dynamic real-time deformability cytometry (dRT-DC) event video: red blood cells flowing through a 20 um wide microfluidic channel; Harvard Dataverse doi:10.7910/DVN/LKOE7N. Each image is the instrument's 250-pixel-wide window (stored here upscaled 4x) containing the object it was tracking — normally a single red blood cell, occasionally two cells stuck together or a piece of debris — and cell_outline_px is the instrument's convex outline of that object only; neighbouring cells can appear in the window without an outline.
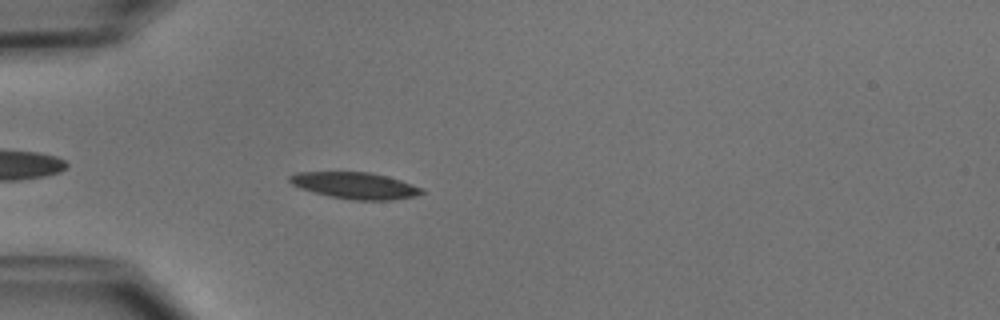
{"species": "common noctule bat (a hibernating species)", "species_latin": "Nyctalus noctula", "temperature_condition": "cold", "stored_images_in_passage": 40, "camera_frame_rate_fps": 3000, "um_per_image_px": 0.085, "animal": {"sex": "male", "body_mass_g": 15.6}, "frame": {"image": 1, "passage_image": 4, "time_ms": 1.0, "image_size_px": [1000, 320], "cell_outline_px": [[424, 192], [412, 196], [392, 200], [352, 200], [332, 196], [300, 188], [292, 184], [288, 180], [288, 176], [296, 172], [372, 172], [388, 176], [400, 180], [420, 188]], "centroid_in_image_um": [30.14, 15.76], "position_along_channel_um": 54.9, "area_um2": 20.11}}
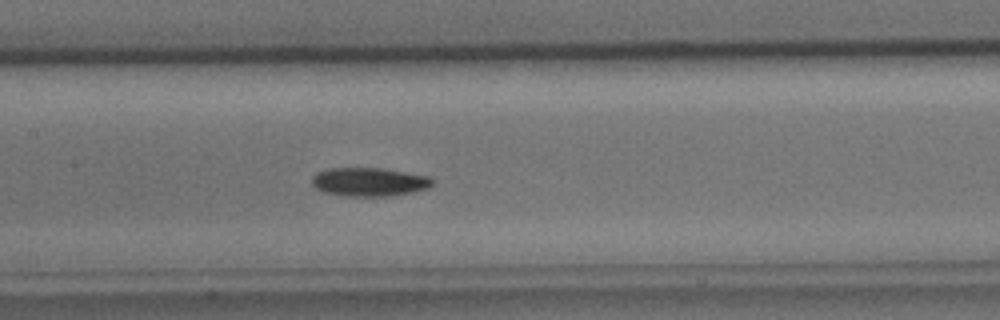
{"frame": {"image": 2, "passage_image": 14, "time_ms": 4.333, "image_size_px": [1000, 320], "cell_outline_px": [[432, 184], [428, 188], [412, 192], [388, 196], [344, 196], [324, 192], [316, 188], [312, 184], [312, 176], [316, 172], [328, 168], [380, 168], [428, 176], [432, 180]], "centroid_in_image_um": [31.33, 15.46], "position_along_channel_um": 176.1, "area_um2": 20.0}}
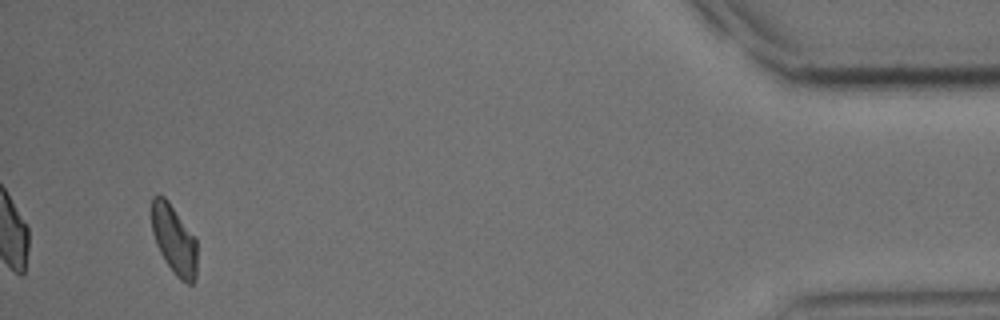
{"frame": {"image": 3, "passage_image": 38, "time_ms": 12.333, "image_size_px": [1000, 320], "cell_outline_px": [[196, 276], [192, 284], [188, 284], [180, 280], [176, 276], [164, 260], [156, 244], [152, 232], [152, 196], [156, 192], [160, 192], [168, 200], [196, 240]], "centroid_in_image_um": [14.77, 20.35], "position_along_channel_um": 420.4, "area_um2": 18.32}, "authors_computed_cell_mechanics": {"area_um2": 19.5075, "velocity_mm_per_s": 3.9139, "shape_relaxation_time_tau1_ms": 3.0231, "shape_relaxation_time_tau2_ms": null, "deformation_change_tau1": 0.1068, "deformation_change_tau2": null}}